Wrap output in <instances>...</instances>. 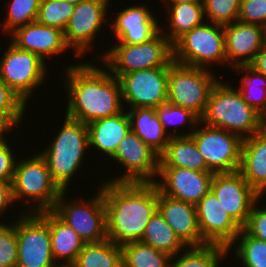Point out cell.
<instances>
[{
    "label": "cell",
    "mask_w": 266,
    "mask_h": 267,
    "mask_svg": "<svg viewBox=\"0 0 266 267\" xmlns=\"http://www.w3.org/2000/svg\"><path fill=\"white\" fill-rule=\"evenodd\" d=\"M74 8L75 5L66 0H41L36 21L64 31Z\"/></svg>",
    "instance_id": "36"
},
{
    "label": "cell",
    "mask_w": 266,
    "mask_h": 267,
    "mask_svg": "<svg viewBox=\"0 0 266 267\" xmlns=\"http://www.w3.org/2000/svg\"><path fill=\"white\" fill-rule=\"evenodd\" d=\"M257 72L266 76V44L256 55L254 61L250 64Z\"/></svg>",
    "instance_id": "45"
},
{
    "label": "cell",
    "mask_w": 266,
    "mask_h": 267,
    "mask_svg": "<svg viewBox=\"0 0 266 267\" xmlns=\"http://www.w3.org/2000/svg\"><path fill=\"white\" fill-rule=\"evenodd\" d=\"M239 9L240 0H204L205 19L214 24L224 26L238 21Z\"/></svg>",
    "instance_id": "39"
},
{
    "label": "cell",
    "mask_w": 266,
    "mask_h": 267,
    "mask_svg": "<svg viewBox=\"0 0 266 267\" xmlns=\"http://www.w3.org/2000/svg\"><path fill=\"white\" fill-rule=\"evenodd\" d=\"M233 69L240 73L246 72L239 80L238 91L243 100L266 120V76L250 65L232 67Z\"/></svg>",
    "instance_id": "31"
},
{
    "label": "cell",
    "mask_w": 266,
    "mask_h": 267,
    "mask_svg": "<svg viewBox=\"0 0 266 267\" xmlns=\"http://www.w3.org/2000/svg\"><path fill=\"white\" fill-rule=\"evenodd\" d=\"M223 29L228 67L250 65L266 44V28L260 25L235 21Z\"/></svg>",
    "instance_id": "19"
},
{
    "label": "cell",
    "mask_w": 266,
    "mask_h": 267,
    "mask_svg": "<svg viewBox=\"0 0 266 267\" xmlns=\"http://www.w3.org/2000/svg\"><path fill=\"white\" fill-rule=\"evenodd\" d=\"M7 18L2 30L12 33L16 28L35 22L41 0H9Z\"/></svg>",
    "instance_id": "35"
},
{
    "label": "cell",
    "mask_w": 266,
    "mask_h": 267,
    "mask_svg": "<svg viewBox=\"0 0 266 267\" xmlns=\"http://www.w3.org/2000/svg\"><path fill=\"white\" fill-rule=\"evenodd\" d=\"M158 211L187 247L207 245L199 230L196 205L170 198L158 190Z\"/></svg>",
    "instance_id": "22"
},
{
    "label": "cell",
    "mask_w": 266,
    "mask_h": 267,
    "mask_svg": "<svg viewBox=\"0 0 266 267\" xmlns=\"http://www.w3.org/2000/svg\"><path fill=\"white\" fill-rule=\"evenodd\" d=\"M27 104L0 79V119L11 127L20 126Z\"/></svg>",
    "instance_id": "38"
},
{
    "label": "cell",
    "mask_w": 266,
    "mask_h": 267,
    "mask_svg": "<svg viewBox=\"0 0 266 267\" xmlns=\"http://www.w3.org/2000/svg\"><path fill=\"white\" fill-rule=\"evenodd\" d=\"M11 148L7 141L0 145V182L12 184L18 157H15Z\"/></svg>",
    "instance_id": "43"
},
{
    "label": "cell",
    "mask_w": 266,
    "mask_h": 267,
    "mask_svg": "<svg viewBox=\"0 0 266 267\" xmlns=\"http://www.w3.org/2000/svg\"><path fill=\"white\" fill-rule=\"evenodd\" d=\"M201 125L199 122L190 136L204 157L208 169L213 173L239 171L243 139L226 130Z\"/></svg>",
    "instance_id": "12"
},
{
    "label": "cell",
    "mask_w": 266,
    "mask_h": 267,
    "mask_svg": "<svg viewBox=\"0 0 266 267\" xmlns=\"http://www.w3.org/2000/svg\"><path fill=\"white\" fill-rule=\"evenodd\" d=\"M123 267H169L171 256L141 241L121 245Z\"/></svg>",
    "instance_id": "32"
},
{
    "label": "cell",
    "mask_w": 266,
    "mask_h": 267,
    "mask_svg": "<svg viewBox=\"0 0 266 267\" xmlns=\"http://www.w3.org/2000/svg\"><path fill=\"white\" fill-rule=\"evenodd\" d=\"M213 172H201L187 168L159 167L154 183L158 190L173 199L196 205L210 190Z\"/></svg>",
    "instance_id": "17"
},
{
    "label": "cell",
    "mask_w": 266,
    "mask_h": 267,
    "mask_svg": "<svg viewBox=\"0 0 266 267\" xmlns=\"http://www.w3.org/2000/svg\"><path fill=\"white\" fill-rule=\"evenodd\" d=\"M173 61L182 65L206 68L213 63L226 64L222 25L203 23L184 33L173 44ZM222 63V64H221Z\"/></svg>",
    "instance_id": "7"
},
{
    "label": "cell",
    "mask_w": 266,
    "mask_h": 267,
    "mask_svg": "<svg viewBox=\"0 0 266 267\" xmlns=\"http://www.w3.org/2000/svg\"><path fill=\"white\" fill-rule=\"evenodd\" d=\"M155 111L165 131L171 137L172 136H190L191 133L193 132L192 130L189 133L186 132V134L184 132L181 134L176 131L173 132L174 134L170 133L169 130L167 129L171 127L172 124L174 125L176 124V127L177 126L180 127L182 124H185V125L187 124L191 126L192 129L193 128L195 129L197 124L200 122V118L195 113H193L191 110L172 105L168 102H166L163 105H160L159 107H156Z\"/></svg>",
    "instance_id": "37"
},
{
    "label": "cell",
    "mask_w": 266,
    "mask_h": 267,
    "mask_svg": "<svg viewBox=\"0 0 266 267\" xmlns=\"http://www.w3.org/2000/svg\"><path fill=\"white\" fill-rule=\"evenodd\" d=\"M89 146L94 147L107 157H113L120 141L130 129L127 111L116 115L94 120L87 124Z\"/></svg>",
    "instance_id": "24"
},
{
    "label": "cell",
    "mask_w": 266,
    "mask_h": 267,
    "mask_svg": "<svg viewBox=\"0 0 266 267\" xmlns=\"http://www.w3.org/2000/svg\"><path fill=\"white\" fill-rule=\"evenodd\" d=\"M211 191L241 228L246 225L254 203L261 197L239 171L215 173Z\"/></svg>",
    "instance_id": "16"
},
{
    "label": "cell",
    "mask_w": 266,
    "mask_h": 267,
    "mask_svg": "<svg viewBox=\"0 0 266 267\" xmlns=\"http://www.w3.org/2000/svg\"><path fill=\"white\" fill-rule=\"evenodd\" d=\"M159 167H177L211 172L191 136H172L159 156Z\"/></svg>",
    "instance_id": "27"
},
{
    "label": "cell",
    "mask_w": 266,
    "mask_h": 267,
    "mask_svg": "<svg viewBox=\"0 0 266 267\" xmlns=\"http://www.w3.org/2000/svg\"><path fill=\"white\" fill-rule=\"evenodd\" d=\"M260 197L253 205L248 221L243 229L251 236L266 242V207H257L260 203Z\"/></svg>",
    "instance_id": "42"
},
{
    "label": "cell",
    "mask_w": 266,
    "mask_h": 267,
    "mask_svg": "<svg viewBox=\"0 0 266 267\" xmlns=\"http://www.w3.org/2000/svg\"><path fill=\"white\" fill-rule=\"evenodd\" d=\"M218 80L206 68L173 62L169 67L167 102L191 110L201 118L206 110L209 94Z\"/></svg>",
    "instance_id": "8"
},
{
    "label": "cell",
    "mask_w": 266,
    "mask_h": 267,
    "mask_svg": "<svg viewBox=\"0 0 266 267\" xmlns=\"http://www.w3.org/2000/svg\"><path fill=\"white\" fill-rule=\"evenodd\" d=\"M38 214L49 225L54 261L56 264L58 260L62 261L60 264L62 267L71 266L86 243L52 210L39 212Z\"/></svg>",
    "instance_id": "25"
},
{
    "label": "cell",
    "mask_w": 266,
    "mask_h": 267,
    "mask_svg": "<svg viewBox=\"0 0 266 267\" xmlns=\"http://www.w3.org/2000/svg\"><path fill=\"white\" fill-rule=\"evenodd\" d=\"M99 190V191H98ZM89 201L66 200V191H62L53 212L69 225L85 243H98L108 239L106 209L102 187Z\"/></svg>",
    "instance_id": "9"
},
{
    "label": "cell",
    "mask_w": 266,
    "mask_h": 267,
    "mask_svg": "<svg viewBox=\"0 0 266 267\" xmlns=\"http://www.w3.org/2000/svg\"><path fill=\"white\" fill-rule=\"evenodd\" d=\"M234 245H236L235 258L240 259L243 263L241 265L244 267H266V242L264 240L249 235L242 228L234 242L227 248L228 252L233 249Z\"/></svg>",
    "instance_id": "34"
},
{
    "label": "cell",
    "mask_w": 266,
    "mask_h": 267,
    "mask_svg": "<svg viewBox=\"0 0 266 267\" xmlns=\"http://www.w3.org/2000/svg\"><path fill=\"white\" fill-rule=\"evenodd\" d=\"M30 157H23L21 160L18 158L16 162L12 181L13 200L37 201V205H29L31 209L28 207L27 213L53 210L62 190L53 181L46 161L40 153Z\"/></svg>",
    "instance_id": "5"
},
{
    "label": "cell",
    "mask_w": 266,
    "mask_h": 267,
    "mask_svg": "<svg viewBox=\"0 0 266 267\" xmlns=\"http://www.w3.org/2000/svg\"><path fill=\"white\" fill-rule=\"evenodd\" d=\"M10 129L13 130V128H11V126L6 121L0 119V145L4 143L5 141H8L6 140L4 135H6L7 131H10Z\"/></svg>",
    "instance_id": "46"
},
{
    "label": "cell",
    "mask_w": 266,
    "mask_h": 267,
    "mask_svg": "<svg viewBox=\"0 0 266 267\" xmlns=\"http://www.w3.org/2000/svg\"><path fill=\"white\" fill-rule=\"evenodd\" d=\"M140 241L169 254L171 257L187 248L158 210L149 220Z\"/></svg>",
    "instance_id": "29"
},
{
    "label": "cell",
    "mask_w": 266,
    "mask_h": 267,
    "mask_svg": "<svg viewBox=\"0 0 266 267\" xmlns=\"http://www.w3.org/2000/svg\"><path fill=\"white\" fill-rule=\"evenodd\" d=\"M239 172L260 196L266 194V126L243 139Z\"/></svg>",
    "instance_id": "23"
},
{
    "label": "cell",
    "mask_w": 266,
    "mask_h": 267,
    "mask_svg": "<svg viewBox=\"0 0 266 267\" xmlns=\"http://www.w3.org/2000/svg\"><path fill=\"white\" fill-rule=\"evenodd\" d=\"M87 62L68 65L64 70L68 94L65 116L85 124L125 109L118 78L104 65L101 68Z\"/></svg>",
    "instance_id": "1"
},
{
    "label": "cell",
    "mask_w": 266,
    "mask_h": 267,
    "mask_svg": "<svg viewBox=\"0 0 266 267\" xmlns=\"http://www.w3.org/2000/svg\"><path fill=\"white\" fill-rule=\"evenodd\" d=\"M196 210L201 237L207 244L228 248L242 229L211 190L196 204Z\"/></svg>",
    "instance_id": "18"
},
{
    "label": "cell",
    "mask_w": 266,
    "mask_h": 267,
    "mask_svg": "<svg viewBox=\"0 0 266 267\" xmlns=\"http://www.w3.org/2000/svg\"><path fill=\"white\" fill-rule=\"evenodd\" d=\"M200 122L237 134L242 139L266 126V120L243 100L240 92L220 79L209 94Z\"/></svg>",
    "instance_id": "3"
},
{
    "label": "cell",
    "mask_w": 266,
    "mask_h": 267,
    "mask_svg": "<svg viewBox=\"0 0 266 267\" xmlns=\"http://www.w3.org/2000/svg\"><path fill=\"white\" fill-rule=\"evenodd\" d=\"M238 21L266 28V0H240Z\"/></svg>",
    "instance_id": "41"
},
{
    "label": "cell",
    "mask_w": 266,
    "mask_h": 267,
    "mask_svg": "<svg viewBox=\"0 0 266 267\" xmlns=\"http://www.w3.org/2000/svg\"><path fill=\"white\" fill-rule=\"evenodd\" d=\"M68 3L76 5L78 2H80L81 0H66Z\"/></svg>",
    "instance_id": "48"
},
{
    "label": "cell",
    "mask_w": 266,
    "mask_h": 267,
    "mask_svg": "<svg viewBox=\"0 0 266 267\" xmlns=\"http://www.w3.org/2000/svg\"><path fill=\"white\" fill-rule=\"evenodd\" d=\"M0 58V79L27 104L39 85H43L48 66L37 55L9 42Z\"/></svg>",
    "instance_id": "10"
},
{
    "label": "cell",
    "mask_w": 266,
    "mask_h": 267,
    "mask_svg": "<svg viewBox=\"0 0 266 267\" xmlns=\"http://www.w3.org/2000/svg\"><path fill=\"white\" fill-rule=\"evenodd\" d=\"M9 35L13 45L37 54L44 62L48 56L65 53L70 49L66 44L64 31L37 21L18 27Z\"/></svg>",
    "instance_id": "21"
},
{
    "label": "cell",
    "mask_w": 266,
    "mask_h": 267,
    "mask_svg": "<svg viewBox=\"0 0 266 267\" xmlns=\"http://www.w3.org/2000/svg\"><path fill=\"white\" fill-rule=\"evenodd\" d=\"M113 160L122 164V175L107 182H155L159 173V155L131 130L120 141Z\"/></svg>",
    "instance_id": "15"
},
{
    "label": "cell",
    "mask_w": 266,
    "mask_h": 267,
    "mask_svg": "<svg viewBox=\"0 0 266 267\" xmlns=\"http://www.w3.org/2000/svg\"><path fill=\"white\" fill-rule=\"evenodd\" d=\"M125 111L131 131L160 156L166 150L171 136L166 134L155 108L136 107Z\"/></svg>",
    "instance_id": "26"
},
{
    "label": "cell",
    "mask_w": 266,
    "mask_h": 267,
    "mask_svg": "<svg viewBox=\"0 0 266 267\" xmlns=\"http://www.w3.org/2000/svg\"><path fill=\"white\" fill-rule=\"evenodd\" d=\"M0 223V264L17 267L18 242L14 223Z\"/></svg>",
    "instance_id": "40"
},
{
    "label": "cell",
    "mask_w": 266,
    "mask_h": 267,
    "mask_svg": "<svg viewBox=\"0 0 266 267\" xmlns=\"http://www.w3.org/2000/svg\"><path fill=\"white\" fill-rule=\"evenodd\" d=\"M13 203L12 184L0 182V217H2L1 215L9 210V206H11V204L13 205Z\"/></svg>",
    "instance_id": "44"
},
{
    "label": "cell",
    "mask_w": 266,
    "mask_h": 267,
    "mask_svg": "<svg viewBox=\"0 0 266 267\" xmlns=\"http://www.w3.org/2000/svg\"><path fill=\"white\" fill-rule=\"evenodd\" d=\"M170 66L144 69L120 75L122 101L130 107L156 108L167 102Z\"/></svg>",
    "instance_id": "13"
},
{
    "label": "cell",
    "mask_w": 266,
    "mask_h": 267,
    "mask_svg": "<svg viewBox=\"0 0 266 267\" xmlns=\"http://www.w3.org/2000/svg\"><path fill=\"white\" fill-rule=\"evenodd\" d=\"M168 8V27L160 28L164 36L173 44L184 33L206 22L204 15V4H175L167 5ZM169 30V31H167Z\"/></svg>",
    "instance_id": "28"
},
{
    "label": "cell",
    "mask_w": 266,
    "mask_h": 267,
    "mask_svg": "<svg viewBox=\"0 0 266 267\" xmlns=\"http://www.w3.org/2000/svg\"><path fill=\"white\" fill-rule=\"evenodd\" d=\"M110 48L96 59L117 78L128 72L170 66L174 62L172 43L161 31L146 43L116 44Z\"/></svg>",
    "instance_id": "6"
},
{
    "label": "cell",
    "mask_w": 266,
    "mask_h": 267,
    "mask_svg": "<svg viewBox=\"0 0 266 267\" xmlns=\"http://www.w3.org/2000/svg\"><path fill=\"white\" fill-rule=\"evenodd\" d=\"M157 20L145 5H130L123 8L109 24L118 40L117 44L137 45L150 41L160 32V22Z\"/></svg>",
    "instance_id": "20"
},
{
    "label": "cell",
    "mask_w": 266,
    "mask_h": 267,
    "mask_svg": "<svg viewBox=\"0 0 266 267\" xmlns=\"http://www.w3.org/2000/svg\"><path fill=\"white\" fill-rule=\"evenodd\" d=\"M106 209L107 237L118 245L140 241L158 210L154 182H101Z\"/></svg>",
    "instance_id": "2"
},
{
    "label": "cell",
    "mask_w": 266,
    "mask_h": 267,
    "mask_svg": "<svg viewBox=\"0 0 266 267\" xmlns=\"http://www.w3.org/2000/svg\"><path fill=\"white\" fill-rule=\"evenodd\" d=\"M16 218L18 242L17 267H59L53 259L51 235L47 222L38 213L25 210Z\"/></svg>",
    "instance_id": "11"
},
{
    "label": "cell",
    "mask_w": 266,
    "mask_h": 267,
    "mask_svg": "<svg viewBox=\"0 0 266 267\" xmlns=\"http://www.w3.org/2000/svg\"><path fill=\"white\" fill-rule=\"evenodd\" d=\"M162 1H164L165 5H175V4H185V3L204 4V0H162Z\"/></svg>",
    "instance_id": "47"
},
{
    "label": "cell",
    "mask_w": 266,
    "mask_h": 267,
    "mask_svg": "<svg viewBox=\"0 0 266 267\" xmlns=\"http://www.w3.org/2000/svg\"><path fill=\"white\" fill-rule=\"evenodd\" d=\"M71 267H123L121 245L109 239L86 243Z\"/></svg>",
    "instance_id": "30"
},
{
    "label": "cell",
    "mask_w": 266,
    "mask_h": 267,
    "mask_svg": "<svg viewBox=\"0 0 266 267\" xmlns=\"http://www.w3.org/2000/svg\"><path fill=\"white\" fill-rule=\"evenodd\" d=\"M60 128L40 155L46 161L53 181L62 191H67L70 180L84 163V155L89 149V133L87 124L68 117Z\"/></svg>",
    "instance_id": "4"
},
{
    "label": "cell",
    "mask_w": 266,
    "mask_h": 267,
    "mask_svg": "<svg viewBox=\"0 0 266 267\" xmlns=\"http://www.w3.org/2000/svg\"><path fill=\"white\" fill-rule=\"evenodd\" d=\"M227 254V248L222 245L187 247L179 254L180 256L177 254L171 257L169 267H219L221 260L226 258Z\"/></svg>",
    "instance_id": "33"
},
{
    "label": "cell",
    "mask_w": 266,
    "mask_h": 267,
    "mask_svg": "<svg viewBox=\"0 0 266 267\" xmlns=\"http://www.w3.org/2000/svg\"><path fill=\"white\" fill-rule=\"evenodd\" d=\"M109 0H81L64 30V38L69 48L78 58L85 55L89 46L94 45L98 31L108 22L106 16Z\"/></svg>",
    "instance_id": "14"
}]
</instances>
